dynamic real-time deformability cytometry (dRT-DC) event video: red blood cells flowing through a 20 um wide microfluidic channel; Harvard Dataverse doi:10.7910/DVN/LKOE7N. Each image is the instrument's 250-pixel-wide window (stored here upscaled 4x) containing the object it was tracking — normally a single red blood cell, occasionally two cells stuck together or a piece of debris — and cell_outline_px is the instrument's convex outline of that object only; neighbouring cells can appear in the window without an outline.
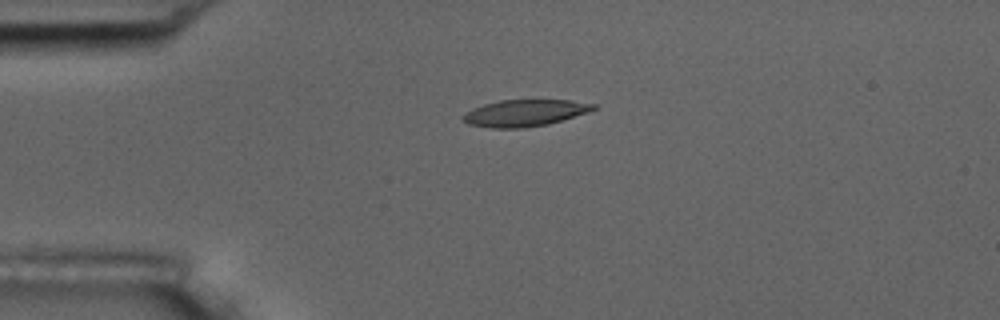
{"species": "common noctule bat (a hibernating species)", "species_latin": "Nyctalus noctula", "temperature_condition": "room temperature", "stored_images_in_passage": 5, "camera_frame_rate_fps": 3000, "um_per_image_px": 0.085, "animal": {"sex": "male", "body_mass_g": 17.5, "forearm_length_mm": 52.3}, "frame": {"image": 1, "passage_image": 4, "time_ms": 3.333, "image_size_px": [1000, 320], "cell_outline_px": [[596, 108], [588, 112], [548, 124], [524, 128], [492, 128], [468, 124], [460, 116], [464, 112], [472, 108], [484, 104], [500, 100], [572, 100], [596, 104]], "centroid_in_image_um": [44.57, 9.6], "position_along_channel_um": 40.4, "area_um2": 20.35}}